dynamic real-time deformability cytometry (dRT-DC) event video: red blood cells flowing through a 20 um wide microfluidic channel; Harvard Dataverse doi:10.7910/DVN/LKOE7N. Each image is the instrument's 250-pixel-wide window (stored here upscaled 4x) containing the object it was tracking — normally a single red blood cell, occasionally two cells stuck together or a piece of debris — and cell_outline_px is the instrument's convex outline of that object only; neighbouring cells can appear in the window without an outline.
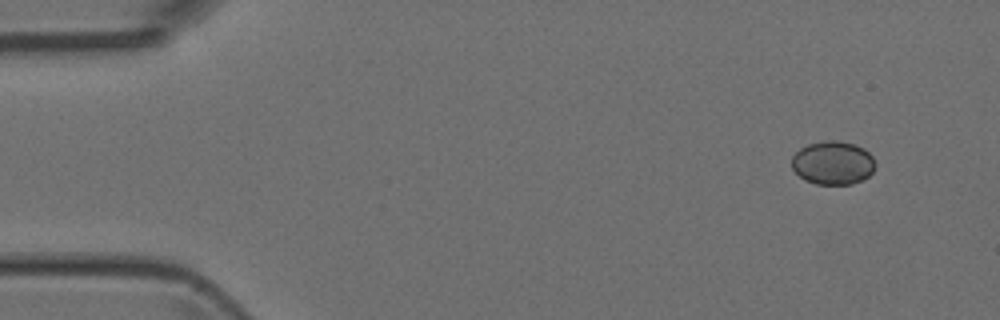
{"species": "Egyptian fruit bat (a non-hibernating species)", "species_latin": "Rousettus aegyptiacus", "temperature_condition": "room temperature", "stored_images_in_passage": 3, "camera_frame_rate_fps": 3000, "um_per_image_px": 0.085, "animal": {"sex": "female"}, "frame": {"image": 1, "passage_image": 1, "time_ms": 0.0, "image_size_px": [1000, 320], "cell_outline_px": [[876, 168], [868, 176], [852, 184], [816, 184], [804, 180], [792, 168], [792, 156], [800, 148], [808, 144], [824, 140], [836, 140], [856, 144], [864, 148], [872, 156], [876, 164]], "centroid_in_image_um": [70.8, 13.83], "position_along_channel_um": 14.2, "area_um2": 21.33}}